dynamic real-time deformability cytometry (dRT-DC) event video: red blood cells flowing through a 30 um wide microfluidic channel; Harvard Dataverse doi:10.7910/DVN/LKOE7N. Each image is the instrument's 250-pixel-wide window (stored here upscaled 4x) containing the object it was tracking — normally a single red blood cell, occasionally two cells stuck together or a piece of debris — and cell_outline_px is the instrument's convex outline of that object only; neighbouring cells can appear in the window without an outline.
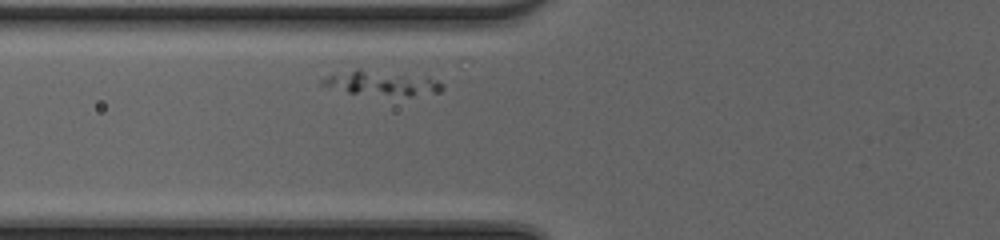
{"species": "common noctule bat (a hibernating species)", "species_latin": "Nyctalus noctula", "temperature_condition": "cold", "stored_images_in_passage": 14, "camera_frame_rate_fps": 3000, "um_per_image_px": 0.085, "animal": {"sex": "female", "body_mass_g": 20.0, "forearm_length_mm": 54.0}, "frame": {"image": 1, "passage_image": 4, "time_ms": 1.0, "image_size_px": [1000, 240], "cell_outline_px": [[444, 88], [440, 92], [412, 96], [408, 96], [348, 92], [320, 84], [320, 80], [328, 76], [356, 68], [360, 68], [428, 76], [444, 84]], "centroid_in_image_um": [32.53, 7.04], "position_along_channel_um": 93.3, "area_um2": 17.28}}